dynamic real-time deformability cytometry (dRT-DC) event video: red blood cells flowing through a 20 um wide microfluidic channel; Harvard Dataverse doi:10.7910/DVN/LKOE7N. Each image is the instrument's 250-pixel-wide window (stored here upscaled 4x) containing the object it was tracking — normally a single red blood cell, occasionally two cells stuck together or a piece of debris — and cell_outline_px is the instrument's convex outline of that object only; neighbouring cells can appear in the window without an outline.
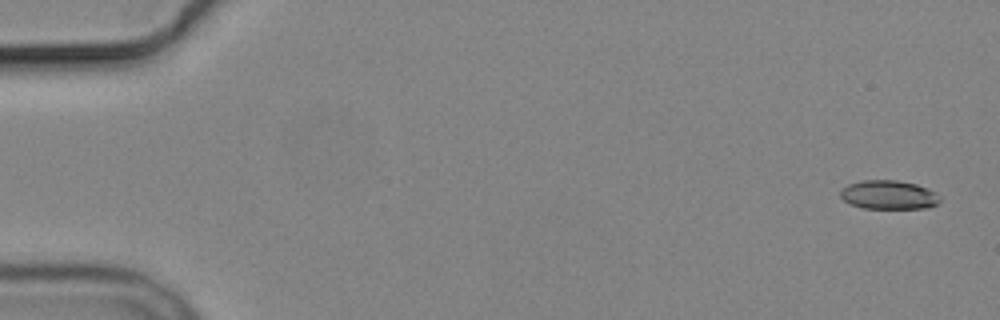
{"species": "common noctule bat (a hibernating species)", "species_latin": "Nyctalus noctula", "temperature_condition": "cold", "stored_images_in_passage": 14, "camera_frame_rate_fps": 3000, "um_per_image_px": 0.085, "animal": {"sex": "male", "body_mass_g": 19.2, "forearm_length_mm": 51.8}, "frame": {"image": 1, "passage_image": 1, "time_ms": 0.0, "image_size_px": [1000, 320], "cell_outline_px": [[940, 200], [936, 204], [928, 208], [864, 208], [852, 204], [844, 200], [840, 196], [840, 192], [848, 184], [864, 180], [896, 180], [916, 184], [928, 188], [936, 192], [940, 196]], "centroid_in_image_um": [75.57, 16.56], "position_along_channel_um": 9.4, "area_um2": 16.65}}
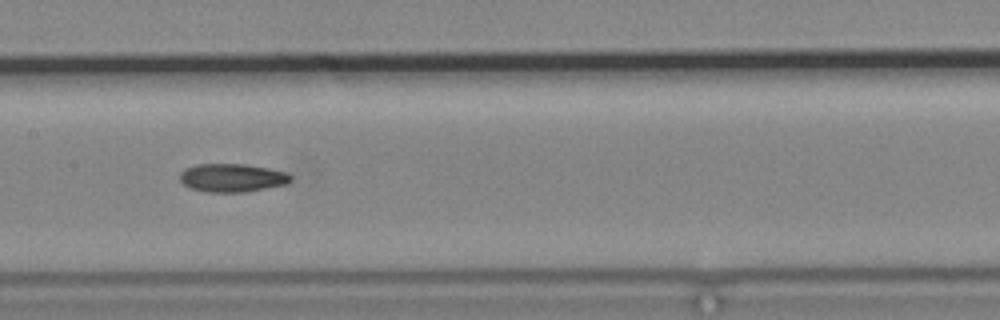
{"frame": {"image": 2, "passage_image": 7, "time_ms": 8.667, "image_size_px": [1000, 320], "cell_outline_px": [[292, 180], [288, 184], [244, 192], [204, 192], [192, 188], [184, 184], [180, 180], [180, 172], [184, 168], [196, 164], [244, 164], [268, 168], [288, 172], [292, 176]], "centroid_in_image_um": [19.75, 15.11], "position_along_channel_um": 187.7, "area_um2": 18.44}}
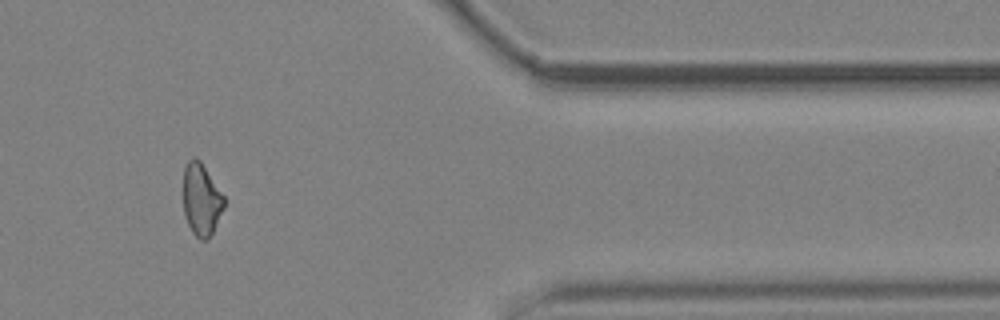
{"frame": {"image": 3, "passage_image": 12, "time_ms": 15.0, "image_size_px": [1000, 320], "cell_outline_px": [[224, 208], [208, 240], [200, 240], [192, 232], [188, 224], [184, 212], [184, 168], [188, 160], [192, 156], [196, 156], [200, 160], [224, 196]], "centroid_in_image_um": [17.11, 16.95], "position_along_channel_um": 394.3, "area_um2": 17.05}, "authors_computed_cell_mechanics": {"area_um2": 18.1203, "velocity_mm_per_s": 3.6979, "shape_relaxation_time_tau1_ms": 4.446, "shape_relaxation_time_tau2_ms": 11.0577, "deformation_change_tau1": 0.1209, "deformation_change_tau2": 0.176}}